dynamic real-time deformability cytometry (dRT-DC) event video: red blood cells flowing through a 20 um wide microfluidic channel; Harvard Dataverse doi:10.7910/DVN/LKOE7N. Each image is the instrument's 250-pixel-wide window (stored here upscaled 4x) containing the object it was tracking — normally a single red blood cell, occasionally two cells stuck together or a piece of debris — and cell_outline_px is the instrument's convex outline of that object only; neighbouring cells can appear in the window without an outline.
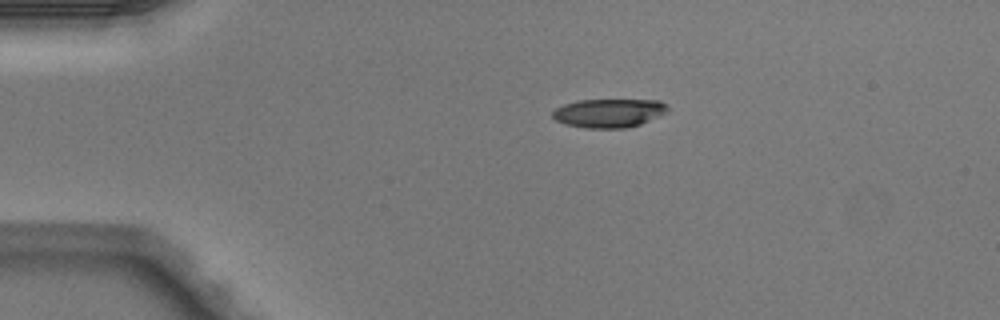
{"species": "Egyptian fruit bat (a non-hibernating species)", "species_latin": "Rousettus aegyptiacus", "temperature_condition": "warm", "stored_images_in_passage": 3, "camera_frame_rate_fps": 3000, "um_per_image_px": 0.085, "animal": {"sex": "male"}, "frame": {"image": 1, "passage_image": 1, "time_ms": 0.0, "image_size_px": [1000, 320], "cell_outline_px": [[668, 112], [640, 124], [624, 128], [584, 128], [564, 124], [556, 120], [552, 116], [552, 112], [556, 108], [564, 104], [576, 100], [660, 100], [668, 104]], "centroid_in_image_um": [51.76, 9.6], "position_along_channel_um": 33.2, "area_um2": 19.36}}
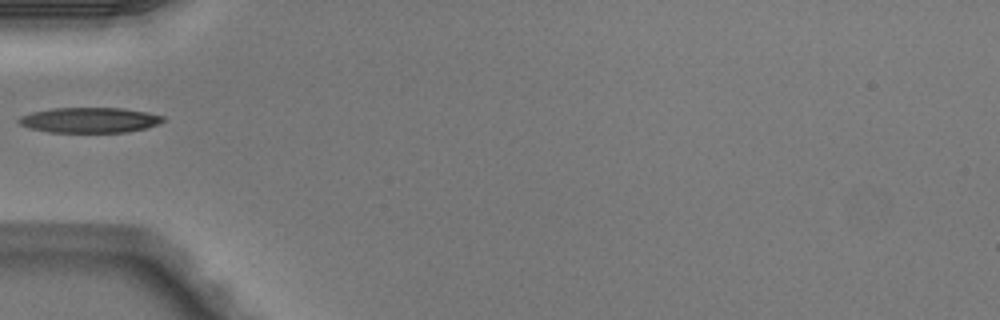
{"frame": {"image": 2, "passage_image": 3, "time_ms": 0.667, "image_size_px": [1000, 320], "cell_outline_px": [[164, 120], [148, 128], [124, 132], [48, 132], [28, 128], [20, 124], [16, 120], [20, 116], [32, 112], [52, 108], [124, 108], [148, 112], [164, 116]], "centroid_in_image_um": [7.59, 10.2], "position_along_channel_um": 77.4, "area_um2": 21.33}}